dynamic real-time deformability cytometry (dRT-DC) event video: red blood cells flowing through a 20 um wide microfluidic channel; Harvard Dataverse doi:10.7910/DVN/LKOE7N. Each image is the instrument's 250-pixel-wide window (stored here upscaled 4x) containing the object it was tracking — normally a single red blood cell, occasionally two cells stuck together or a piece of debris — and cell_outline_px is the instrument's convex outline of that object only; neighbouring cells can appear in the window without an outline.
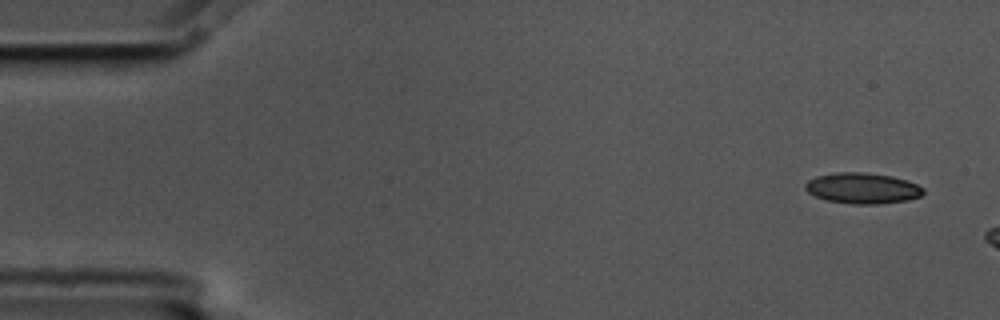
{"species": "common noctule bat (a hibernating species)", "species_latin": "Nyctalus noctula", "temperature_condition": "cold", "stored_images_in_passage": 4, "camera_frame_rate_fps": 3000, "um_per_image_px": 0.085, "animal": {"sex": "male", "body_mass_g": 17.5, "forearm_length_mm": 52.3}, "frame": {"image": 1, "passage_image": 1, "time_ms": 0.0, "image_size_px": [1000, 320], "cell_outline_px": [[924, 192], [920, 196], [908, 200], [880, 204], [852, 204], [828, 200], [816, 196], [808, 192], [804, 188], [804, 184], [808, 180], [816, 176], [836, 172], [864, 172], [892, 176], [916, 184], [924, 188]], "centroid_in_image_um": [73.3, 15.99], "position_along_channel_um": 11.7, "area_um2": 21.15}}